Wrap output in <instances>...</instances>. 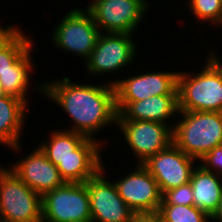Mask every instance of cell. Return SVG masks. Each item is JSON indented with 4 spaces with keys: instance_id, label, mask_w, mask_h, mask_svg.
I'll use <instances>...</instances> for the list:
<instances>
[{
    "instance_id": "4fadbf2b",
    "label": "cell",
    "mask_w": 222,
    "mask_h": 222,
    "mask_svg": "<svg viewBox=\"0 0 222 222\" xmlns=\"http://www.w3.org/2000/svg\"><path fill=\"white\" fill-rule=\"evenodd\" d=\"M177 71L145 72L109 82L114 85L115 102H136L155 95H178Z\"/></svg>"
},
{
    "instance_id": "2e32d148",
    "label": "cell",
    "mask_w": 222,
    "mask_h": 222,
    "mask_svg": "<svg viewBox=\"0 0 222 222\" xmlns=\"http://www.w3.org/2000/svg\"><path fill=\"white\" fill-rule=\"evenodd\" d=\"M116 120L155 121L169 124L179 113L178 95H155L136 102H115Z\"/></svg>"
},
{
    "instance_id": "30bf717a",
    "label": "cell",
    "mask_w": 222,
    "mask_h": 222,
    "mask_svg": "<svg viewBox=\"0 0 222 222\" xmlns=\"http://www.w3.org/2000/svg\"><path fill=\"white\" fill-rule=\"evenodd\" d=\"M129 149L138 159L137 164L144 163L150 156L166 149L173 143V124L141 120H116V127Z\"/></svg>"
},
{
    "instance_id": "7c38bea8",
    "label": "cell",
    "mask_w": 222,
    "mask_h": 222,
    "mask_svg": "<svg viewBox=\"0 0 222 222\" xmlns=\"http://www.w3.org/2000/svg\"><path fill=\"white\" fill-rule=\"evenodd\" d=\"M197 160L186 155L174 143L150 156L142 165L158 183L161 194L190 182Z\"/></svg>"
},
{
    "instance_id": "ffe728a7",
    "label": "cell",
    "mask_w": 222,
    "mask_h": 222,
    "mask_svg": "<svg viewBox=\"0 0 222 222\" xmlns=\"http://www.w3.org/2000/svg\"><path fill=\"white\" fill-rule=\"evenodd\" d=\"M163 222H210V216L194 205H160ZM209 219V220H208Z\"/></svg>"
},
{
    "instance_id": "6da1fadb",
    "label": "cell",
    "mask_w": 222,
    "mask_h": 222,
    "mask_svg": "<svg viewBox=\"0 0 222 222\" xmlns=\"http://www.w3.org/2000/svg\"><path fill=\"white\" fill-rule=\"evenodd\" d=\"M46 98L57 104L64 113L71 117L69 131L81 133L88 138H94L99 130L112 124L116 125L117 111L115 104V89L111 83L103 85L74 83L68 77L37 85Z\"/></svg>"
},
{
    "instance_id": "44dd1931",
    "label": "cell",
    "mask_w": 222,
    "mask_h": 222,
    "mask_svg": "<svg viewBox=\"0 0 222 222\" xmlns=\"http://www.w3.org/2000/svg\"><path fill=\"white\" fill-rule=\"evenodd\" d=\"M32 42L21 30L0 48V74L10 69V66L34 45Z\"/></svg>"
},
{
    "instance_id": "8992f818",
    "label": "cell",
    "mask_w": 222,
    "mask_h": 222,
    "mask_svg": "<svg viewBox=\"0 0 222 222\" xmlns=\"http://www.w3.org/2000/svg\"><path fill=\"white\" fill-rule=\"evenodd\" d=\"M100 34L89 11L74 8L59 20L52 34V43L62 51L72 52L87 61Z\"/></svg>"
},
{
    "instance_id": "5b68a950",
    "label": "cell",
    "mask_w": 222,
    "mask_h": 222,
    "mask_svg": "<svg viewBox=\"0 0 222 222\" xmlns=\"http://www.w3.org/2000/svg\"><path fill=\"white\" fill-rule=\"evenodd\" d=\"M0 220L42 222V197L9 167L0 165Z\"/></svg>"
},
{
    "instance_id": "83f0119b",
    "label": "cell",
    "mask_w": 222,
    "mask_h": 222,
    "mask_svg": "<svg viewBox=\"0 0 222 222\" xmlns=\"http://www.w3.org/2000/svg\"><path fill=\"white\" fill-rule=\"evenodd\" d=\"M8 96L4 91L3 87L0 85V98Z\"/></svg>"
},
{
    "instance_id": "d4e9b609",
    "label": "cell",
    "mask_w": 222,
    "mask_h": 222,
    "mask_svg": "<svg viewBox=\"0 0 222 222\" xmlns=\"http://www.w3.org/2000/svg\"><path fill=\"white\" fill-rule=\"evenodd\" d=\"M16 25H6V28L0 25V48L4 47L19 31Z\"/></svg>"
},
{
    "instance_id": "9a60e30c",
    "label": "cell",
    "mask_w": 222,
    "mask_h": 222,
    "mask_svg": "<svg viewBox=\"0 0 222 222\" xmlns=\"http://www.w3.org/2000/svg\"><path fill=\"white\" fill-rule=\"evenodd\" d=\"M10 169L41 197L66 183L57 166L39 147L27 154L25 158L16 161Z\"/></svg>"
},
{
    "instance_id": "ac0fdd59",
    "label": "cell",
    "mask_w": 222,
    "mask_h": 222,
    "mask_svg": "<svg viewBox=\"0 0 222 222\" xmlns=\"http://www.w3.org/2000/svg\"><path fill=\"white\" fill-rule=\"evenodd\" d=\"M190 183L193 205L211 216L222 197V176L206 170L198 163L193 169Z\"/></svg>"
},
{
    "instance_id": "8fae6325",
    "label": "cell",
    "mask_w": 222,
    "mask_h": 222,
    "mask_svg": "<svg viewBox=\"0 0 222 222\" xmlns=\"http://www.w3.org/2000/svg\"><path fill=\"white\" fill-rule=\"evenodd\" d=\"M104 167L102 163V169L86 181L92 222H131L134 212L119 196L114 181L107 180Z\"/></svg>"
},
{
    "instance_id": "7402d4cb",
    "label": "cell",
    "mask_w": 222,
    "mask_h": 222,
    "mask_svg": "<svg viewBox=\"0 0 222 222\" xmlns=\"http://www.w3.org/2000/svg\"><path fill=\"white\" fill-rule=\"evenodd\" d=\"M185 4L197 20L222 26V0H188Z\"/></svg>"
},
{
    "instance_id": "277c9868",
    "label": "cell",
    "mask_w": 222,
    "mask_h": 222,
    "mask_svg": "<svg viewBox=\"0 0 222 222\" xmlns=\"http://www.w3.org/2000/svg\"><path fill=\"white\" fill-rule=\"evenodd\" d=\"M180 113V114H179ZM174 124L173 143L198 161L213 148L222 145V112L179 111Z\"/></svg>"
},
{
    "instance_id": "ba28073f",
    "label": "cell",
    "mask_w": 222,
    "mask_h": 222,
    "mask_svg": "<svg viewBox=\"0 0 222 222\" xmlns=\"http://www.w3.org/2000/svg\"><path fill=\"white\" fill-rule=\"evenodd\" d=\"M42 222H92L85 183H68L42 197Z\"/></svg>"
},
{
    "instance_id": "d6986e66",
    "label": "cell",
    "mask_w": 222,
    "mask_h": 222,
    "mask_svg": "<svg viewBox=\"0 0 222 222\" xmlns=\"http://www.w3.org/2000/svg\"><path fill=\"white\" fill-rule=\"evenodd\" d=\"M33 45L14 63L10 69L0 74V85L3 87L7 95L16 97L24 101L27 105L28 91L31 73L34 72V60H32Z\"/></svg>"
},
{
    "instance_id": "9c48e42d",
    "label": "cell",
    "mask_w": 222,
    "mask_h": 222,
    "mask_svg": "<svg viewBox=\"0 0 222 222\" xmlns=\"http://www.w3.org/2000/svg\"><path fill=\"white\" fill-rule=\"evenodd\" d=\"M132 34L101 33L88 58L85 68L88 74L104 75L119 71L135 61L137 45Z\"/></svg>"
},
{
    "instance_id": "3957f363",
    "label": "cell",
    "mask_w": 222,
    "mask_h": 222,
    "mask_svg": "<svg viewBox=\"0 0 222 222\" xmlns=\"http://www.w3.org/2000/svg\"><path fill=\"white\" fill-rule=\"evenodd\" d=\"M213 53L196 75L178 73L179 111L222 112V62Z\"/></svg>"
},
{
    "instance_id": "52a82bcc",
    "label": "cell",
    "mask_w": 222,
    "mask_h": 222,
    "mask_svg": "<svg viewBox=\"0 0 222 222\" xmlns=\"http://www.w3.org/2000/svg\"><path fill=\"white\" fill-rule=\"evenodd\" d=\"M149 6L146 0H92L85 8L101 33L133 35Z\"/></svg>"
},
{
    "instance_id": "484cf974",
    "label": "cell",
    "mask_w": 222,
    "mask_h": 222,
    "mask_svg": "<svg viewBox=\"0 0 222 222\" xmlns=\"http://www.w3.org/2000/svg\"><path fill=\"white\" fill-rule=\"evenodd\" d=\"M131 222H163L159 212L133 213Z\"/></svg>"
},
{
    "instance_id": "e0dca14e",
    "label": "cell",
    "mask_w": 222,
    "mask_h": 222,
    "mask_svg": "<svg viewBox=\"0 0 222 222\" xmlns=\"http://www.w3.org/2000/svg\"><path fill=\"white\" fill-rule=\"evenodd\" d=\"M27 104L13 96L0 98V144L12 149L14 152L21 148L20 138L24 120L26 118Z\"/></svg>"
},
{
    "instance_id": "5bb4252c",
    "label": "cell",
    "mask_w": 222,
    "mask_h": 222,
    "mask_svg": "<svg viewBox=\"0 0 222 222\" xmlns=\"http://www.w3.org/2000/svg\"><path fill=\"white\" fill-rule=\"evenodd\" d=\"M135 166L133 172L115 180L119 196L134 213L157 212L162 202L158 183L142 164Z\"/></svg>"
},
{
    "instance_id": "cb8c5ba5",
    "label": "cell",
    "mask_w": 222,
    "mask_h": 222,
    "mask_svg": "<svg viewBox=\"0 0 222 222\" xmlns=\"http://www.w3.org/2000/svg\"><path fill=\"white\" fill-rule=\"evenodd\" d=\"M199 162L206 170L222 176V145L213 148Z\"/></svg>"
},
{
    "instance_id": "7a4b0ae2",
    "label": "cell",
    "mask_w": 222,
    "mask_h": 222,
    "mask_svg": "<svg viewBox=\"0 0 222 222\" xmlns=\"http://www.w3.org/2000/svg\"><path fill=\"white\" fill-rule=\"evenodd\" d=\"M42 142L38 147L57 166L65 182L85 183L102 169L103 141L64 128L51 131L49 141Z\"/></svg>"
},
{
    "instance_id": "4316f807",
    "label": "cell",
    "mask_w": 222,
    "mask_h": 222,
    "mask_svg": "<svg viewBox=\"0 0 222 222\" xmlns=\"http://www.w3.org/2000/svg\"><path fill=\"white\" fill-rule=\"evenodd\" d=\"M210 220L215 222H222V197L221 200L219 201V205L217 206L216 210L212 213L210 216Z\"/></svg>"
},
{
    "instance_id": "603a6c76",
    "label": "cell",
    "mask_w": 222,
    "mask_h": 222,
    "mask_svg": "<svg viewBox=\"0 0 222 222\" xmlns=\"http://www.w3.org/2000/svg\"><path fill=\"white\" fill-rule=\"evenodd\" d=\"M160 205H193V191L190 182L165 191Z\"/></svg>"
}]
</instances>
